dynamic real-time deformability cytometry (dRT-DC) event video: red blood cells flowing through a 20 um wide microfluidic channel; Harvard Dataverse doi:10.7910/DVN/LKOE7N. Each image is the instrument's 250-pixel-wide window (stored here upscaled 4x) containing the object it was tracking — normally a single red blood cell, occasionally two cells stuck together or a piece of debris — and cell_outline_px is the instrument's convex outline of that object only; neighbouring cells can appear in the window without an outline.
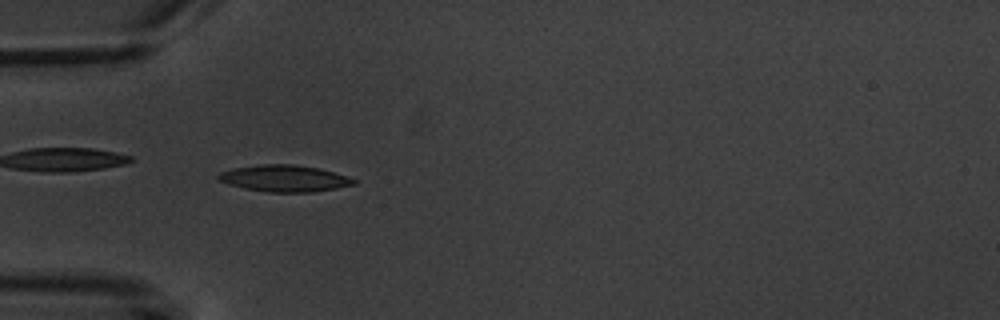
{"species": "common noctule bat (a hibernating species)", "species_latin": "Nyctalus noctula", "temperature_condition": "warm", "stored_images_in_passage": 5, "camera_frame_rate_fps": 3000, "um_per_image_px": 0.085, "animal": {"sex": "male", "body_mass_g": 20.1, "forearm_length_mm": 53.5}, "frame": {"image": 1, "passage_image": 4, "time_ms": 3.333, "image_size_px": [1000, 320], "cell_outline_px": [[356, 184], [336, 188], [312, 192], [268, 192], [244, 188], [228, 184], [220, 180], [216, 176], [220, 172], [232, 168], [260, 164], [292, 164], [316, 168], [332, 172], [356, 180]], "centroid_in_image_um": [24.12, 15.16], "position_along_channel_um": 60.9, "area_um2": 20.75}}